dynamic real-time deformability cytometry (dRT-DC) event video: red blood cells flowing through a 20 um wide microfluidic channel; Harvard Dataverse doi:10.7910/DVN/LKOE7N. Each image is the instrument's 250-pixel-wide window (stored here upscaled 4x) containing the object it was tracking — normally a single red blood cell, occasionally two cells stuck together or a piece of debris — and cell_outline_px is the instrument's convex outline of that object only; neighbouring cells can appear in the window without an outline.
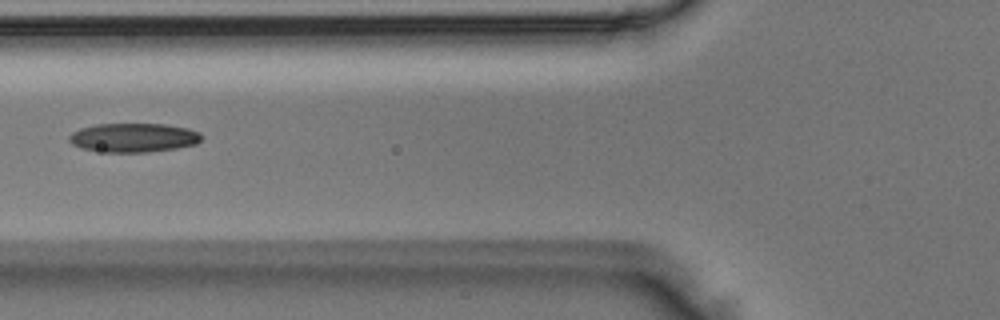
{"species": "Egyptian fruit bat (a non-hibernating species)", "species_latin": "Rousettus aegyptiacus", "temperature_condition": "room temperature", "stored_images_in_passage": 4, "camera_frame_rate_fps": 3000, "um_per_image_px": 0.085, "animal": {"sex": "male"}, "frame": {"image": 1, "passage_image": 3, "time_ms": 0.667, "image_size_px": [1000, 320], "cell_outline_px": [[200, 140], [196, 144], [176, 148], [144, 152], [104, 152], [80, 148], [72, 144], [68, 140], [68, 136], [72, 132], [80, 128], [96, 124], [164, 124], [188, 128], [200, 132]], "centroid_in_image_um": [11.31, 11.69], "position_along_channel_um": 114.5, "area_um2": 22.37}}
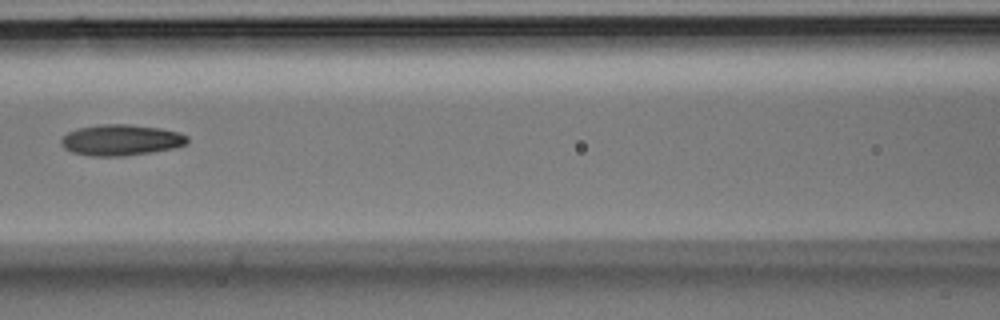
{"frame": {"image": 2, "passage_image": 4, "time_ms": 1.0, "image_size_px": [1000, 320], "cell_outline_px": [[188, 140], [184, 144], [172, 148], [152, 152], [120, 156], [92, 156], [72, 152], [64, 148], [60, 140], [68, 132], [80, 128], [100, 124], [128, 124], [160, 128], [180, 132], [188, 136]], "centroid_in_image_um": [10.28, 11.9], "position_along_channel_um": 156.3, "area_um2": 22.6}}